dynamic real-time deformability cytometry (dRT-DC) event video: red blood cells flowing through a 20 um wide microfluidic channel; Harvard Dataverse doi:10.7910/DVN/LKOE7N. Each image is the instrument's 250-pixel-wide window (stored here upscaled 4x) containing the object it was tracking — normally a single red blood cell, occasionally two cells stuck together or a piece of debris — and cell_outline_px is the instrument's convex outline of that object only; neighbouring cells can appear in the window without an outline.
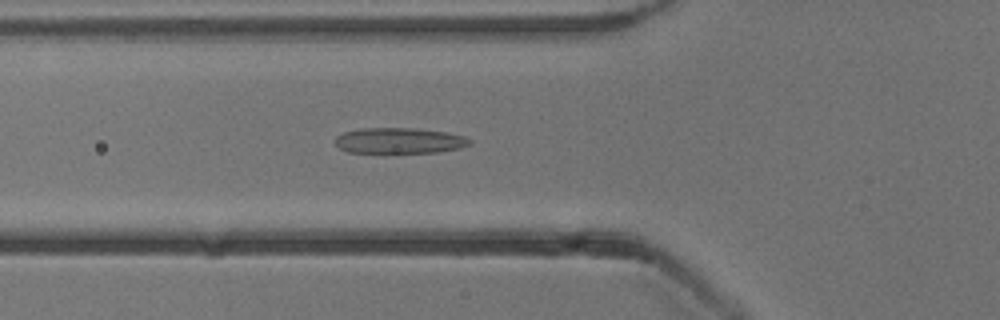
{"species": "common noctule bat (a hibernating species)", "species_latin": "Nyctalus noctula", "temperature_condition": "cold", "stored_images_in_passage": 41, "camera_frame_rate_fps": 3000, "um_per_image_px": 0.085, "animal": {"sex": "male", "body_mass_g": 13.3}, "frame": {"image": 1, "passage_image": 14, "time_ms": 4.333, "image_size_px": [1000, 320], "cell_outline_px": [[472, 144], [460, 148], [436, 152], [400, 156], [388, 156], [348, 152], [340, 148], [336, 144], [336, 136], [344, 132], [360, 128], [416, 128], [444, 132], [464, 136], [472, 140]], "centroid_in_image_um": [33.92, 12.02], "position_along_channel_um": 91.9, "area_um2": 21.44}}
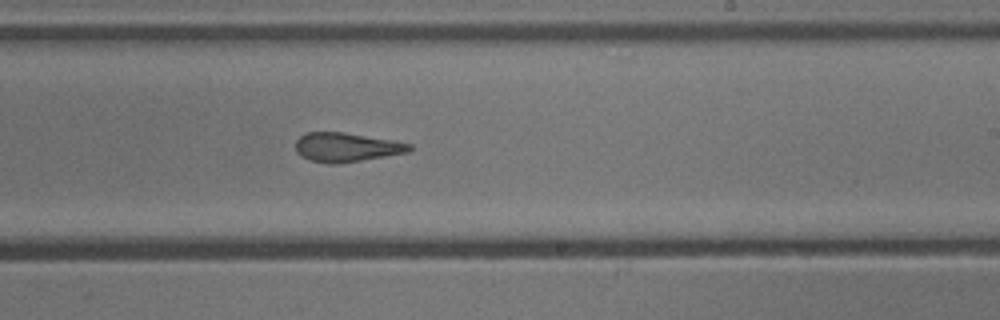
{"frame": {"image": 2, "passage_image": 27, "time_ms": 8.667, "image_size_px": [1000, 320], "cell_outline_px": [[412, 148], [408, 152], [336, 164], [328, 164], [308, 160], [300, 156], [296, 152], [296, 140], [304, 132], [344, 132], [392, 140], [412, 144]], "centroid_in_image_um": [29.39, 12.51], "position_along_channel_um": 259.6, "area_um2": 19.31}}
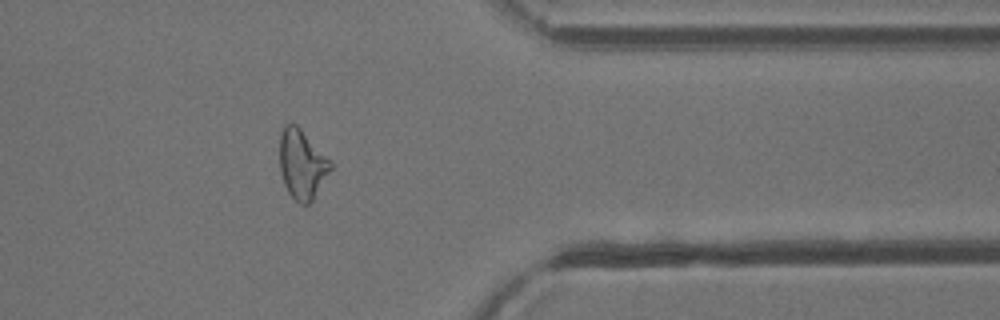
{"frame": {"image": 3, "passage_image": 38, "time_ms": 12.333, "image_size_px": [1000, 320], "cell_outline_px": [[332, 168], [312, 200], [308, 204], [300, 204], [288, 192], [284, 184], [280, 172], [280, 132], [284, 124], [292, 120], [332, 160]], "centroid_in_image_um": [25.66, 13.91], "position_along_channel_um": 385.7, "area_um2": 20.75}, "authors_computed_cell_mechanics": {"area_um2": 20.6924, "velocity_mm_per_s": 3.8503, "shape_relaxation_time_tau1_ms": null, "shape_relaxation_time_tau2_ms": 1.6037, "deformation_change_tau1": null, "deformation_change_tau2": 0.1157}}